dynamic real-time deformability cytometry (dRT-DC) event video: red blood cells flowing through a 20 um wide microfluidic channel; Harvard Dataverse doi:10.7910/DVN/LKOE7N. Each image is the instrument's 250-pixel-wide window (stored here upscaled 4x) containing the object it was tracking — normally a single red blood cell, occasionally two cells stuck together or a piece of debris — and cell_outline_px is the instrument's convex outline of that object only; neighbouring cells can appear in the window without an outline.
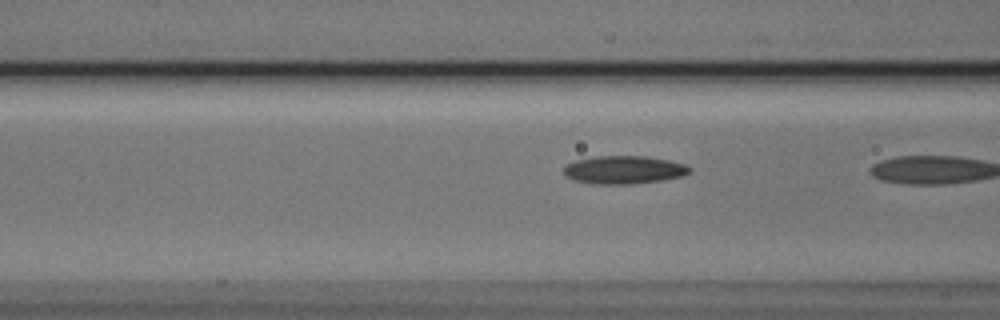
{"species": "Egyptian fruit bat (a non-hibernating species)", "species_latin": "Rousettus aegyptiacus", "temperature_condition": "cold", "stored_images_in_passage": 11, "camera_frame_rate_fps": 3000, "um_per_image_px": 0.085, "animal": {"sex": "male"}, "frame": {"image": 1, "passage_image": 10, "time_ms": 3.0, "image_size_px": [1000, 320], "cell_outline_px": [[692, 172], [680, 176], [660, 180], [632, 184], [596, 184], [572, 180], [564, 172], [564, 164], [576, 160], [592, 156], [644, 156], [668, 160], [684, 164], [692, 168]], "centroid_in_image_um": [53.0, 14.43], "position_along_channel_um": 113.6, "area_um2": 20.58}}